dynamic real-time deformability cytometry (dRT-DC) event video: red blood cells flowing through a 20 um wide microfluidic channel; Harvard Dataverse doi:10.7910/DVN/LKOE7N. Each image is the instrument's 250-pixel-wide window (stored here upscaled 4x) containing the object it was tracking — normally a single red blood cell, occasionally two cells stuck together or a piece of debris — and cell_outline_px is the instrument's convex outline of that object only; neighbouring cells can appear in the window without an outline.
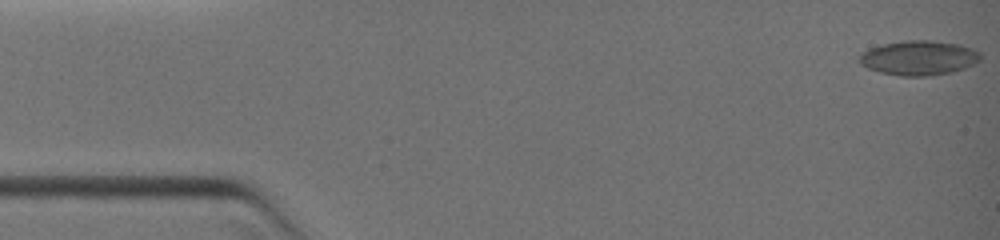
{"species": "common noctule bat (a hibernating species)", "species_latin": "Nyctalus noctula", "temperature_condition": "warm", "stored_images_in_passage": 17, "camera_frame_rate_fps": 3000, "um_per_image_px": 0.085, "animal": {"sex": "female", "body_mass_g": 19.0, "forearm_length_mm": 51.5}, "frame": {"image": 1, "passage_image": 1, "time_ms": 0.0, "image_size_px": [1000, 240], "cell_outline_px": [[980, 60], [964, 68], [952, 72], [928, 76], [900, 76], [880, 72], [868, 68], [860, 64], [856, 60], [868, 48], [884, 44], [904, 40], [932, 40], [960, 44], [972, 48], [980, 52]], "centroid_in_image_um": [78.09, 4.91], "position_along_channel_um": 6.9, "area_um2": 24.51}}
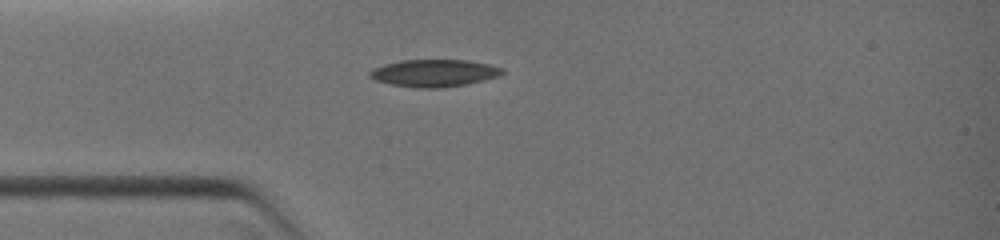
{"frame": {"image": 2, "passage_image": 13, "time_ms": 3.333, "image_size_px": [1000, 240], "cell_outline_px": [[504, 72], [496, 76], [484, 80], [464, 84], [440, 88], [416, 88], [392, 84], [376, 80], [368, 76], [368, 72], [372, 68], [384, 64], [400, 60], [468, 60], [488, 64], [504, 68]], "centroid_in_image_um": [36.86, 6.2], "position_along_channel_um": 48.1, "area_um2": 20.98}}
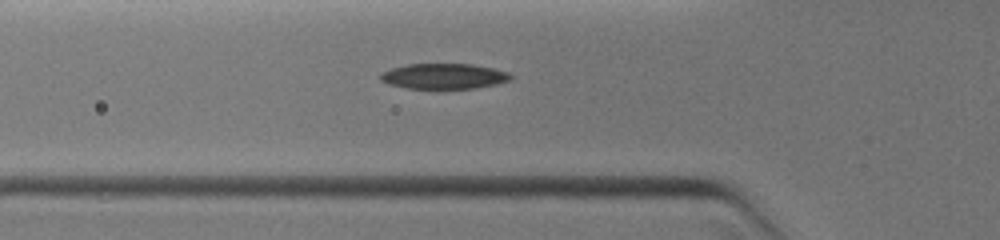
{"frame": {"image": 3, "passage_image": 17, "time_ms": 4.333, "image_size_px": [1000, 240], "cell_outline_px": [[512, 76], [508, 80], [496, 84], [476, 88], [404, 88], [388, 84], [380, 80], [380, 72], [392, 68], [408, 64], [472, 64], [492, 68], [508, 72]], "centroid_in_image_um": [37.68, 6.47], "position_along_channel_um": 88.1, "area_um2": 19.19}}